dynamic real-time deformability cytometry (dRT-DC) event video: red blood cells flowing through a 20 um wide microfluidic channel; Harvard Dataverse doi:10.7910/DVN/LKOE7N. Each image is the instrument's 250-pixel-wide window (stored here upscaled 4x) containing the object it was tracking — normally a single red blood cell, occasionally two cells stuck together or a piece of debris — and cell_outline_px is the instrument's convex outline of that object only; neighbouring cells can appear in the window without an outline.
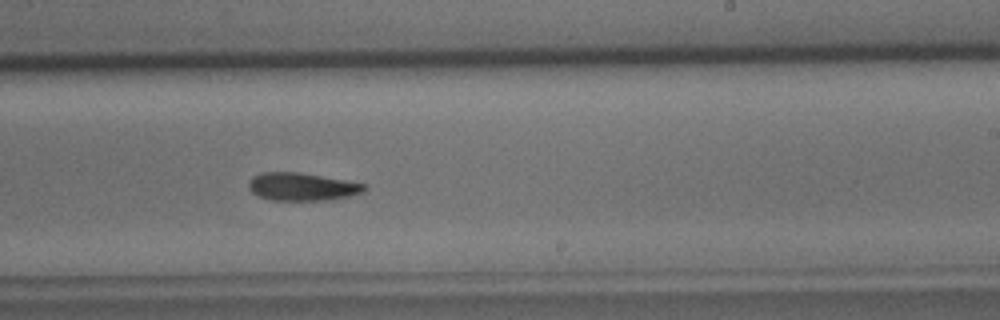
{"species": "common noctule bat (a hibernating species)", "species_latin": "Nyctalus noctula", "temperature_condition": "cold", "stored_images_in_passage": 29, "camera_frame_rate_fps": 3000, "um_per_image_px": 0.085, "animal": {"sex": "male", "body_mass_g": 15.6}, "frame": {"image": 1, "passage_image": 17, "time_ms": 5.333, "image_size_px": [1000, 320], "cell_outline_px": [[368, 188], [364, 192], [348, 196], [324, 200], [272, 200], [260, 196], [252, 192], [248, 188], [248, 180], [252, 176], [260, 172], [300, 172], [368, 184]], "centroid_in_image_um": [25.67, 15.85], "position_along_channel_um": 263.3, "area_um2": 18.9}}